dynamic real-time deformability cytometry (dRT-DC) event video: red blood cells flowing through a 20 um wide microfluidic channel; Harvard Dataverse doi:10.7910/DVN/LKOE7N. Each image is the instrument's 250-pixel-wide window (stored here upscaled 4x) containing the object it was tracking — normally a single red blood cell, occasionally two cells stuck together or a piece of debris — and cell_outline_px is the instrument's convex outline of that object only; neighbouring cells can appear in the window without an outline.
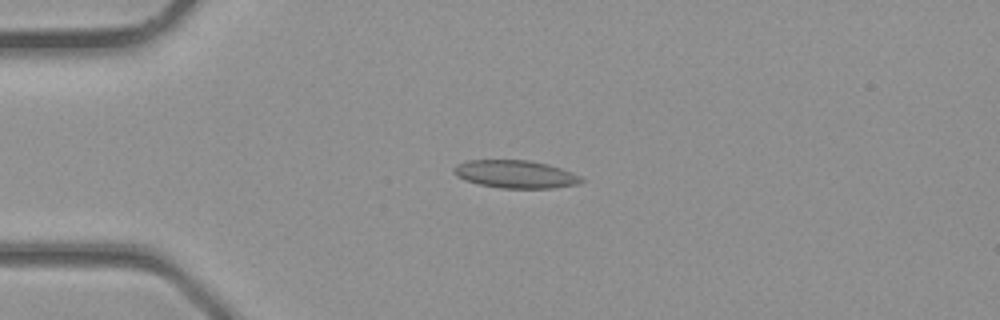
{"species": "common noctule bat (a hibernating species)", "species_latin": "Nyctalus noctula", "temperature_condition": "room temperature", "stored_images_in_passage": 3, "camera_frame_rate_fps": 3000, "um_per_image_px": 0.085, "animal": {"sex": "male", "body_mass_g": 23.1, "forearm_length_mm": 52.7}, "frame": {"image": 1, "passage_image": 3, "time_ms": 0.667, "image_size_px": [1000, 320], "cell_outline_px": [[584, 180], [580, 184], [552, 188], [500, 188], [480, 184], [464, 180], [456, 176], [452, 172], [452, 168], [456, 164], [468, 160], [528, 160], [548, 164], [572, 172], [580, 176]], "centroid_in_image_um": [43.79, 14.8], "position_along_channel_um": 41.2, "area_um2": 20.81}}